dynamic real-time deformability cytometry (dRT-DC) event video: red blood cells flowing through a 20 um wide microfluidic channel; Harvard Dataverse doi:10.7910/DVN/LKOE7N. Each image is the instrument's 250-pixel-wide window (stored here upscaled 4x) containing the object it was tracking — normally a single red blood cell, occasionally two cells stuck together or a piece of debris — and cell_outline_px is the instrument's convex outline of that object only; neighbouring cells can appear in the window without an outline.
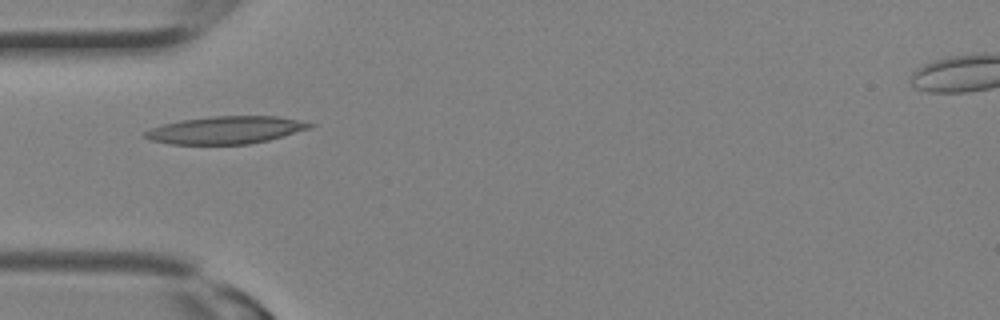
{"species": "Egyptian fruit bat (a non-hibernating species)", "species_latin": "Rousettus aegyptiacus", "temperature_condition": "room temperature", "stored_images_in_passage": 6, "camera_frame_rate_fps": 3000, "um_per_image_px": 0.085, "animal": {"sex": "female"}, "frame": {"image": 1, "passage_image": 1, "time_ms": 0.0, "image_size_px": [1000, 320], "cell_outline_px": [[316, 124], [312, 128], [268, 140], [248, 144], [168, 144], [152, 140], [144, 136], [144, 132], [152, 128], [164, 124], [180, 120], [212, 116], [276, 116]], "centroid_in_image_um": [19.2, 11.05], "position_along_channel_um": 65.8, "area_um2": 26.24}}
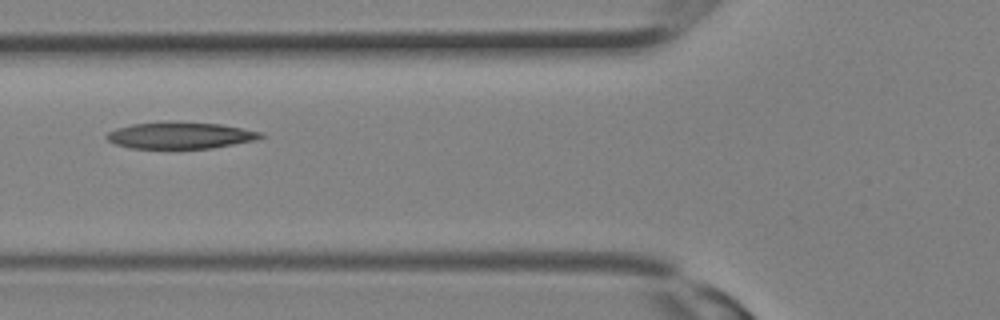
{"frame": {"image": 2, "passage_image": 3, "time_ms": 0.667, "image_size_px": [1000, 320], "cell_outline_px": [[264, 136], [256, 140], [212, 148], [132, 148], [116, 144], [108, 140], [104, 136], [108, 132], [116, 128], [132, 124], [220, 124], [260, 132]], "centroid_in_image_um": [15.31, 11.55], "position_along_channel_um": 110.5, "area_um2": 22.72}}
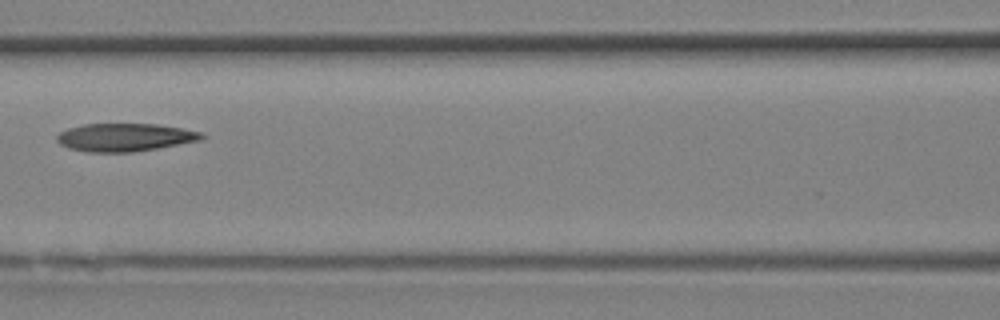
{"frame": {"image": 3, "passage_image": 5, "time_ms": 1.333, "image_size_px": [1000, 320], "cell_outline_px": [[204, 136], [200, 140], [156, 148], [132, 152], [88, 152], [68, 148], [60, 144], [56, 140], [56, 136], [60, 132], [68, 128], [84, 124], [156, 124], [204, 132]], "centroid_in_image_um": [10.58, 11.67], "position_along_channel_um": 156.0, "area_um2": 23.47}}